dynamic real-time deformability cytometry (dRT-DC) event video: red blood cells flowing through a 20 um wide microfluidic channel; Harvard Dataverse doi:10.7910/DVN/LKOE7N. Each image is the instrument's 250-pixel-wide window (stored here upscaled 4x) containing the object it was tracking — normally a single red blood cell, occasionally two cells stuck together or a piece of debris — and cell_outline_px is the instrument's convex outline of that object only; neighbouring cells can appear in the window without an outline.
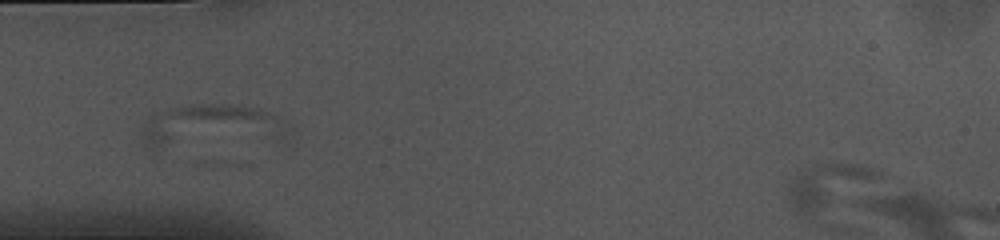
{"species": "common noctule bat (a hibernating species)", "species_latin": "Nyctalus noctula", "temperature_condition": "cold", "stored_images_in_passage": 2, "camera_frame_rate_fps": 3000, "um_per_image_px": 0.085, "animal": {"sex": "female", "body_mass_g": 10.0, "forearm_length_mm": 53.1}, "frame": {"image": 1, "passage_image": 1, "time_ms": 0.0, "image_size_px": [1000, 240], "cell_outline_px": [[880, 176], [812, 220], [796, 212], [788, 200], [788, 188], [796, 176], [808, 168], [820, 164], [852, 164], [872, 168], [880, 172]], "centroid_in_image_um": [70.3, 15.88], "position_along_channel_um": 14.7, "area_um2": 22.6}}